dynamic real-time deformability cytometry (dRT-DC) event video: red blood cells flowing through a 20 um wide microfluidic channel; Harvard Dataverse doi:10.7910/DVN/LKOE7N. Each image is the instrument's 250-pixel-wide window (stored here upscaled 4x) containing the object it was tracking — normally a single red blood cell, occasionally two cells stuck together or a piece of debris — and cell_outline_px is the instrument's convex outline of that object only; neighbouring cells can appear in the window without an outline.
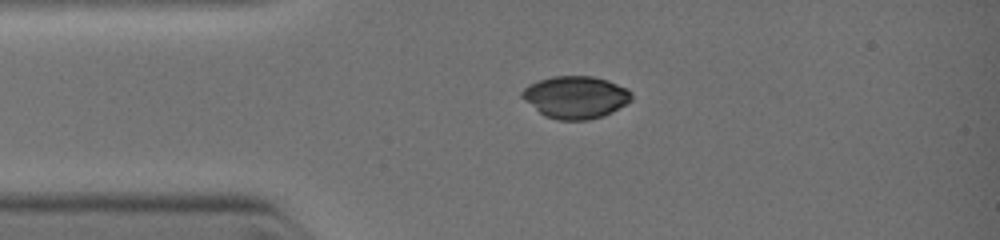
{"species": "common noctule bat (a hibernating species)", "species_latin": "Nyctalus noctula", "temperature_condition": "warm", "stored_images_in_passage": 8, "camera_frame_rate_fps": 3000, "um_per_image_px": 0.085, "animal": {"sex": "female", "body_mass_g": 19.0, "forearm_length_mm": 51.5}, "frame": {"image": 1, "passage_image": 1, "time_ms": 0.0, "image_size_px": [1000, 240], "cell_outline_px": [[632, 100], [612, 112], [604, 116], [588, 120], [556, 120], [544, 116], [524, 100], [520, 96], [520, 92], [528, 84], [536, 80], [552, 76], [592, 76], [608, 80], [628, 88], [632, 92]], "centroid_in_image_um": [48.91, 8.26], "position_along_channel_um": 36.1, "area_um2": 27.4}}
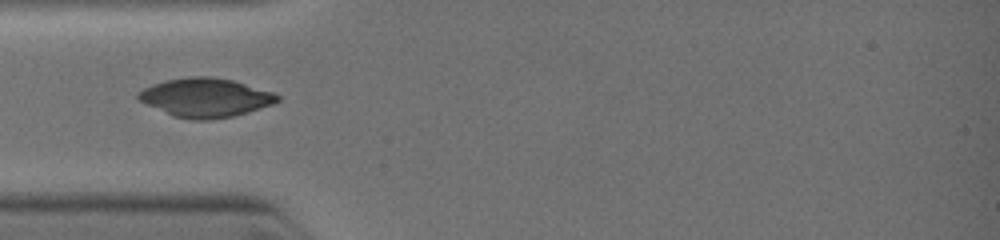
{"frame": {"image": 2, "passage_image": 4, "time_ms": 1.0, "image_size_px": [1000, 240], "cell_outline_px": [[280, 100], [272, 104], [232, 116], [204, 120], [192, 120], [172, 116], [140, 100], [136, 96], [136, 92], [152, 84], [168, 80], [188, 76], [208, 76], [232, 80], [272, 92], [280, 96]], "centroid_in_image_um": [17.43, 8.29], "position_along_channel_um": 67.6, "area_um2": 31.1}}